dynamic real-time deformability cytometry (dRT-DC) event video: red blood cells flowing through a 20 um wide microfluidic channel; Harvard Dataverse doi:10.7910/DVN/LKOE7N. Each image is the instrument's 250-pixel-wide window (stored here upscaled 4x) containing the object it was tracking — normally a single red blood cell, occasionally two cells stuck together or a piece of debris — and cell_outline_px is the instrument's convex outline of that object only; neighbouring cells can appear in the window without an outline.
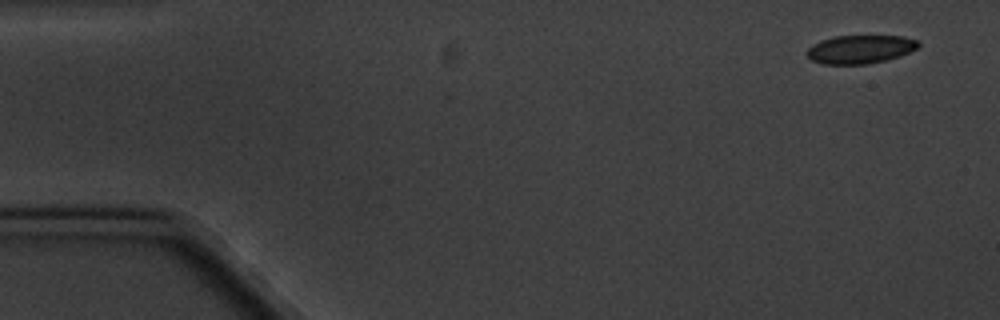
{"species": "common noctule bat (a hibernating species)", "species_latin": "Nyctalus noctula", "temperature_condition": "cold", "stored_images_in_passage": 5, "camera_frame_rate_fps": 3000, "um_per_image_px": 0.085, "animal": {"sex": "male", "body_mass_g": 20.1, "forearm_length_mm": 53.5}, "frame": {"image": 1, "passage_image": 1, "time_ms": 0.0, "image_size_px": [1000, 320], "cell_outline_px": [[920, 44], [916, 48], [900, 56], [884, 60], [864, 64], [824, 64], [812, 60], [808, 56], [808, 48], [812, 44], [820, 40], [832, 36], [904, 36], [920, 40]], "centroid_in_image_um": [73.12, 4.17], "position_along_channel_um": 11.9, "area_um2": 18.38}}
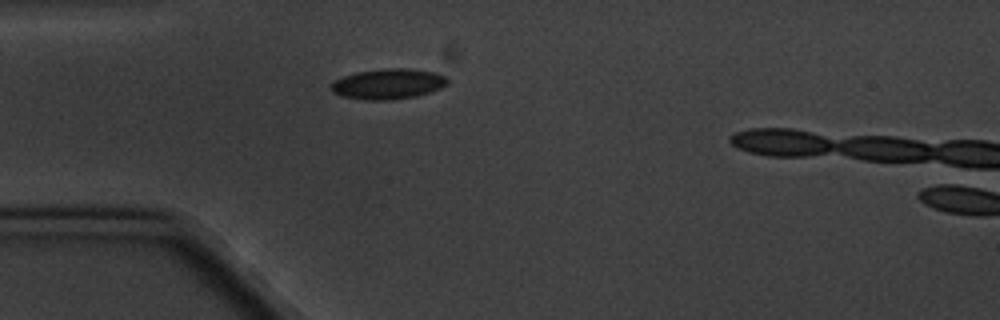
{"frame": {"image": 2, "passage_image": 4, "time_ms": 4.333, "image_size_px": [1000, 320], "cell_outline_px": [[448, 84], [440, 88], [416, 96], [392, 100], [364, 100], [340, 96], [332, 92], [328, 88], [328, 84], [344, 76], [356, 72], [384, 68], [408, 68], [432, 72], [444, 76], [448, 80]], "centroid_in_image_um": [32.92, 7.14], "position_along_channel_um": 52.1, "area_um2": 20.75}}